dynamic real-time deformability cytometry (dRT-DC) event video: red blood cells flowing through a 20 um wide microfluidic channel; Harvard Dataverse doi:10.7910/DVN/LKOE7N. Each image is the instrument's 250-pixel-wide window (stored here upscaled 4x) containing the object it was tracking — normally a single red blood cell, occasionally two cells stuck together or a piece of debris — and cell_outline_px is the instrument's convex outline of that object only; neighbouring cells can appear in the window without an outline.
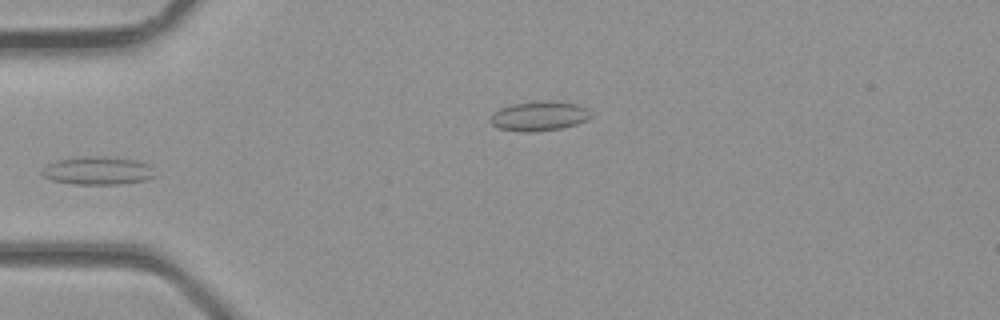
{"species": "common noctule bat (a hibernating species)", "species_latin": "Nyctalus noctula", "temperature_condition": "room temperature", "stored_images_in_passage": 4, "camera_frame_rate_fps": 3000, "um_per_image_px": 0.085, "animal": {"sex": "male", "body_mass_g": 23.1, "forearm_length_mm": 52.7}, "frame": {"image": 1, "passage_image": 3, "time_ms": 0.667, "image_size_px": [1000, 320], "cell_outline_px": [[160, 176], [148, 180], [120, 184], [72, 184], [52, 180], [44, 176], [40, 172], [48, 164], [56, 160], [84, 156], [88, 156], [136, 160], [152, 164]], "centroid_in_image_um": [8.42, 14.52], "position_along_channel_um": 76.6, "area_um2": 18.79}}